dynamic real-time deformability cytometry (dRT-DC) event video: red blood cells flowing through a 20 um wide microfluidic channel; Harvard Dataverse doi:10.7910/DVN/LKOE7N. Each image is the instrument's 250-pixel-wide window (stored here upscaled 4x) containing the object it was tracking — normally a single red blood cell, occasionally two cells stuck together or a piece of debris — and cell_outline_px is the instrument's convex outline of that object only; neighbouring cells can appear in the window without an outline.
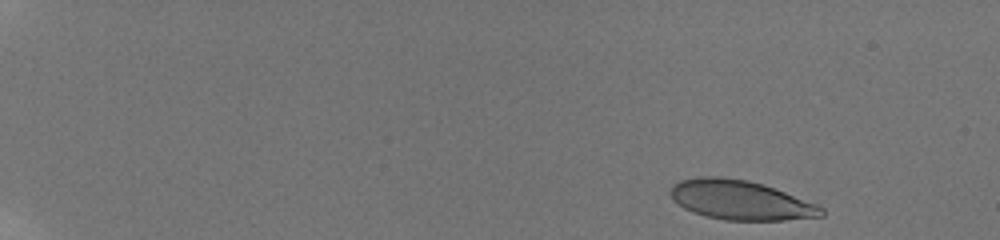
{"species": "human", "species_latin": "Homo sapiens", "temperature_condition": "room temperature", "stored_images_in_passage": 53, "camera_frame_rate_fps": 3000, "um_per_image_px": 0.085, "donor": {"sex": "male"}, "frame": {"image": 1, "passage_image": 3, "time_ms": 0.667, "image_size_px": [1000, 240], "cell_outline_px": [[824, 216], [784, 220], [724, 220], [704, 216], [692, 212], [684, 208], [672, 200], [668, 192], [672, 184], [680, 180], [700, 176], [720, 176], [748, 180], [764, 184], [816, 204], [824, 208]], "centroid_in_image_um": [62.89, 17.0], "position_along_channel_um": 22.1, "area_um2": 34.97}}
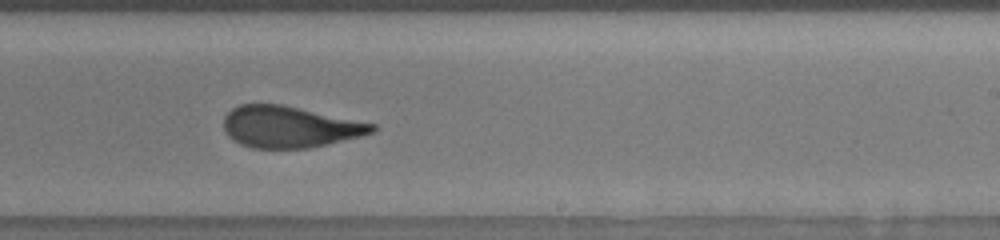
{"frame": {"image": 2, "passage_image": 35, "time_ms": 11.333, "image_size_px": [1000, 240], "cell_outline_px": [[376, 128], [372, 132], [360, 136], [312, 148], [252, 148], [240, 144], [232, 140], [228, 136], [224, 128], [224, 116], [232, 108], [240, 104], [280, 104], [376, 124]], "centroid_in_image_um": [24.58, 10.79], "position_along_channel_um": 264.4, "area_um2": 35.72}}
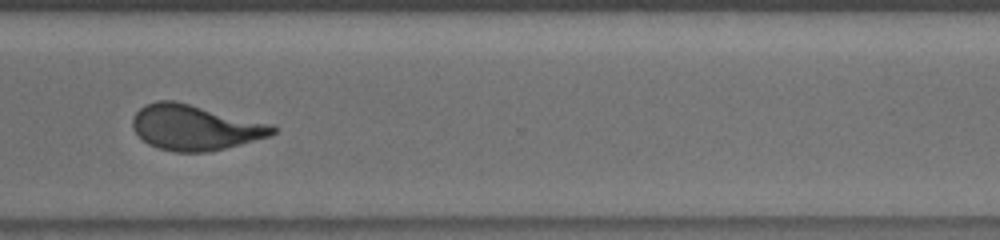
{"frame": {"image": 3, "passage_image": 42, "time_ms": 13.667, "image_size_px": [1000, 240], "cell_outline_px": [[276, 132], [268, 136], [240, 144], [208, 152], [176, 152], [156, 148], [148, 144], [132, 128], [132, 120], [136, 112], [144, 104], [156, 100], [172, 100], [272, 124], [276, 128]], "centroid_in_image_um": [16.53, 10.84], "position_along_channel_um": 354.1, "area_um2": 36.7}, "authors_computed_cell_mechanics": {"area_um2": 36.2406, "velocity_mm_per_s": 3.8393, "shape_relaxation_time_tau1_ms": 5.748, "shape_relaxation_time_tau2_ms": 0.8598, "deformation_change_tau1": 0.2324, "deformation_change_tau2": 0.0927}}